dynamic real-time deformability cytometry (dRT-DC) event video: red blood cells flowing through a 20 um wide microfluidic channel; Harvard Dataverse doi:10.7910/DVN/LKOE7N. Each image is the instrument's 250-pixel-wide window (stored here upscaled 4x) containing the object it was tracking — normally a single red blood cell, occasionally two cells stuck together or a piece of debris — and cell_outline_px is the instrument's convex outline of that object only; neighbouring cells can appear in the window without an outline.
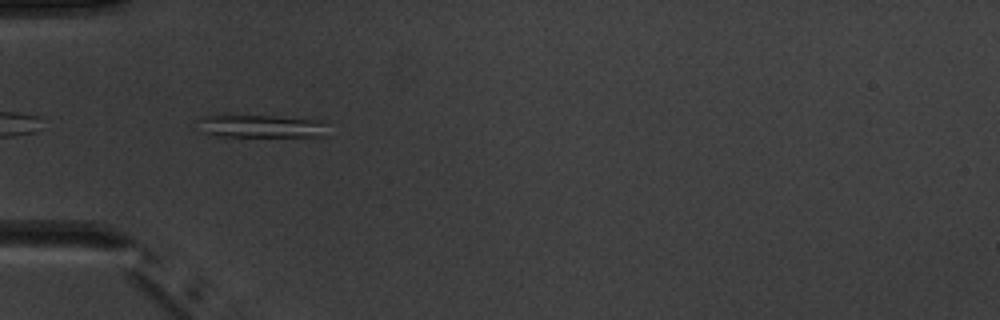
{"species": "common noctule bat (a hibernating species)", "species_latin": "Nyctalus noctula", "temperature_condition": "warm", "stored_images_in_passage": 2, "camera_frame_rate_fps": 3000, "um_per_image_px": 0.085, "animal": {"sex": "male", "body_mass_g": 20.1, "forearm_length_mm": 53.5}, "frame": {"image": 1, "passage_image": 2, "time_ms": 1.667, "image_size_px": [1000, 320], "cell_outline_px": [[324, 136], [220, 136], [204, 132], [200, 120], [204, 116], [220, 112], [276, 116], [324, 120]], "centroid_in_image_um": [22.13, 10.67], "position_along_channel_um": 62.9, "area_um2": 17.69}}